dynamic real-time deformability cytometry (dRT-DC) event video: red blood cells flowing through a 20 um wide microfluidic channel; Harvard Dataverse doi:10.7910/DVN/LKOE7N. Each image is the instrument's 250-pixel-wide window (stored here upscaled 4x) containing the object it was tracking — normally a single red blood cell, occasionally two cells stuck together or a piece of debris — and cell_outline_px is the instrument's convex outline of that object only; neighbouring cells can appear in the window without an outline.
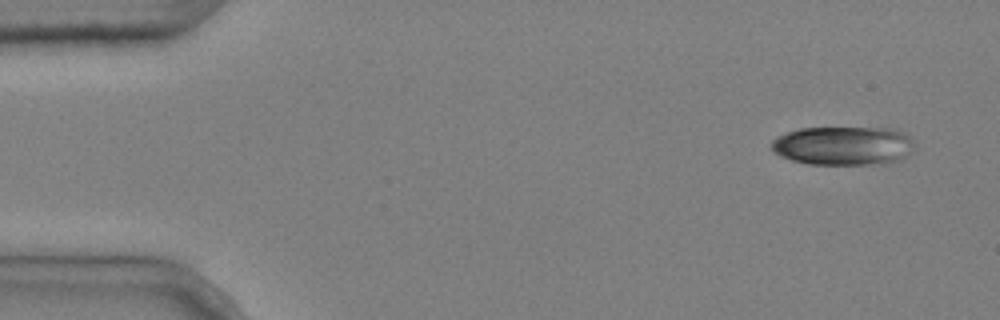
{"species": "common noctule bat (a hibernating species)", "species_latin": "Nyctalus noctula", "temperature_condition": "cold", "stored_images_in_passage": 13, "camera_frame_rate_fps": 3000, "um_per_image_px": 0.085, "animal": {"sex": "male", "body_mass_g": 20.4}, "frame": {"image": 1, "passage_image": 1, "time_ms": 0.0, "image_size_px": [1000, 320], "cell_outline_px": [[916, 148], [912, 152], [900, 160], [884, 164], [808, 164], [792, 160], [780, 156], [772, 152], [768, 144], [776, 136], [800, 128], [888, 128], [904, 132], [912, 140]], "centroid_in_image_um": [71.67, 12.39], "position_along_channel_um": 13.3, "area_um2": 32.83}}
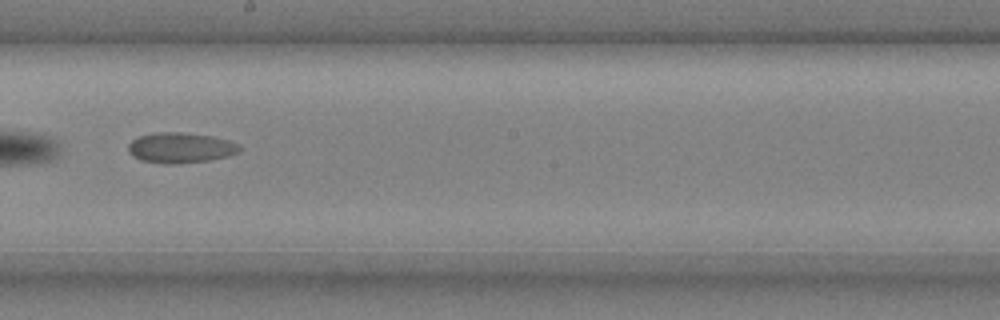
{"frame": {"image": 2, "passage_image": 8, "time_ms": 2.333, "image_size_px": [1000, 320], "cell_outline_px": [[244, 148], [240, 152], [228, 156], [208, 160], [168, 164], [140, 160], [132, 156], [128, 152], [128, 144], [132, 140], [140, 136], [160, 132], [180, 132], [212, 136], [228, 140], [240, 144]], "centroid_in_image_um": [15.38, 12.56], "position_along_channel_um": 232.8, "area_um2": 19.71}}
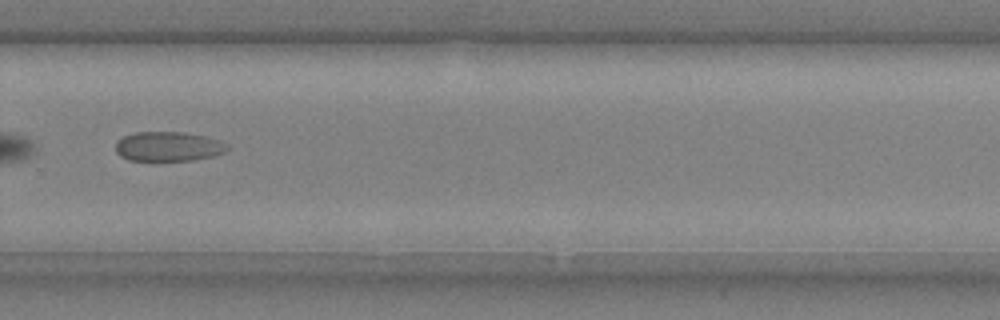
{"frame": {"image": 3, "passage_image": 10, "time_ms": 3.0, "image_size_px": [1000, 320], "cell_outline_px": [[228, 148], [224, 152], [212, 156], [192, 160], [128, 160], [120, 156], [116, 152], [116, 140], [124, 136], [136, 132], [184, 132], [204, 136], [228, 144]], "centroid_in_image_um": [14.26, 12.44], "position_along_channel_um": 315.5, "area_um2": 19.07}}